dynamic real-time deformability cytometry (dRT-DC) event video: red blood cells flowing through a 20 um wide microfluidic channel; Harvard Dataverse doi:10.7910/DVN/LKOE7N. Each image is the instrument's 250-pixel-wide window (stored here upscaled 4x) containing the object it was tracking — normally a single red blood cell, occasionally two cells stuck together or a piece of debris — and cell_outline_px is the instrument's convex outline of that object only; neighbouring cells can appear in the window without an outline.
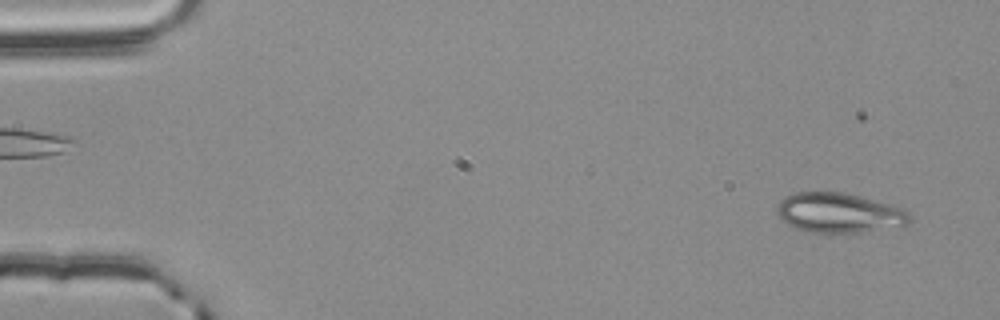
{"species": "common noctule bat (a hibernating species)", "species_latin": "Nyctalus noctula", "temperature_condition": "room temperature", "stored_images_in_passage": 45, "camera_frame_rate_fps": 3000, "um_per_image_px": 0.085, "animal": {"sex": "male", "body_mass_g": 20.4}, "frame": {"image": 1, "passage_image": 1, "time_ms": 0.0, "image_size_px": [1000, 320], "cell_outline_px": [[912, 220], [908, 224], [900, 228], [860, 232], [804, 232], [780, 220], [776, 212], [776, 208], [780, 200], [784, 196], [796, 192], [844, 192], [888, 204], [900, 208], [908, 212], [912, 216]], "centroid_in_image_um": [71.32, 18.11], "position_along_channel_um": 13.7, "area_um2": 31.1}}
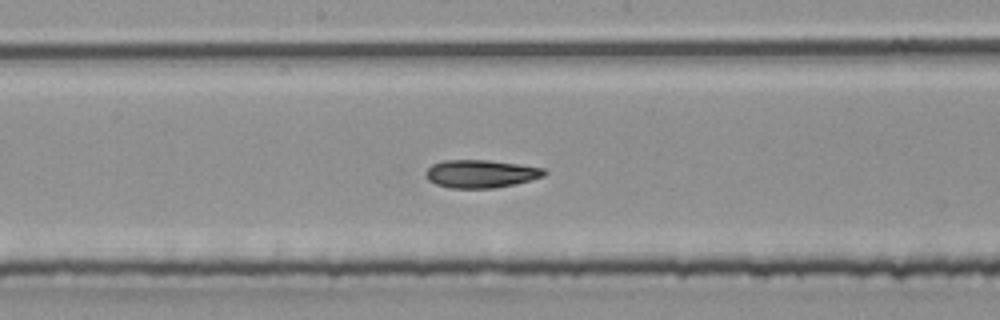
{"frame": {"image": 2, "passage_image": 27, "time_ms": 8.667, "image_size_px": [1000, 320], "cell_outline_px": [[548, 172], [544, 176], [516, 184], [496, 188], [452, 188], [436, 184], [428, 180], [424, 176], [424, 172], [432, 164], [444, 160], [488, 160], [520, 164], [544, 168]], "centroid_in_image_um": [40.87, 14.77], "position_along_channel_um": 207.3, "area_um2": 19.48}}
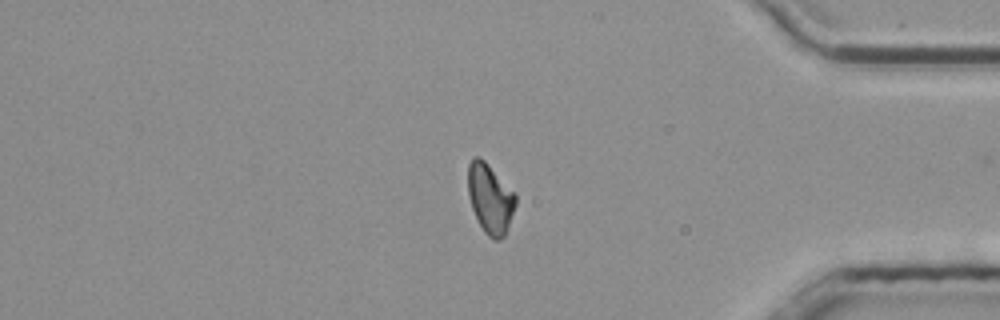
{"frame": {"image": 3, "passage_image": 44, "time_ms": 14.333, "image_size_px": [1000, 320], "cell_outline_px": [[516, 204], [504, 236], [500, 240], [492, 240], [484, 232], [472, 208], [468, 196], [468, 164], [472, 156], [480, 156], [488, 164], [516, 196]], "centroid_in_image_um": [41.63, 16.87], "position_along_channel_um": 393.6, "area_um2": 19.07}}